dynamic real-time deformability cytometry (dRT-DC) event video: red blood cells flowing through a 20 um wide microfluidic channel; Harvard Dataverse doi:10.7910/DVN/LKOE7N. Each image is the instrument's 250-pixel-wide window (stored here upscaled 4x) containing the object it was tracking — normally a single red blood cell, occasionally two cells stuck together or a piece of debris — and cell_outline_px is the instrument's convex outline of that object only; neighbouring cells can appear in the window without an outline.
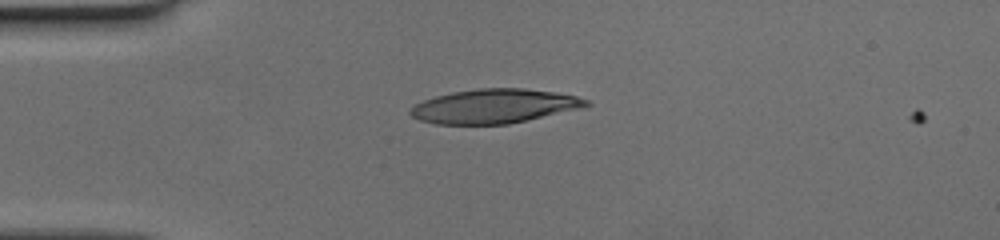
{"species": "human", "species_latin": "Homo sapiens", "temperature_condition": "cold", "stored_images_in_passage": 39, "camera_frame_rate_fps": 3000, "um_per_image_px": 0.085, "donor": {"sex": "female"}, "frame": {"image": 1, "passage_image": 1, "time_ms": 0.0, "image_size_px": [1000, 240], "cell_outline_px": [[592, 104], [580, 108], [508, 124], [436, 124], [420, 120], [412, 116], [408, 112], [416, 104], [424, 100], [436, 96], [452, 92], [480, 88], [524, 88], [552, 92], [576, 96], [588, 100]], "centroid_in_image_um": [42.0, 9.02], "position_along_channel_um": 43.0, "area_um2": 34.62}}
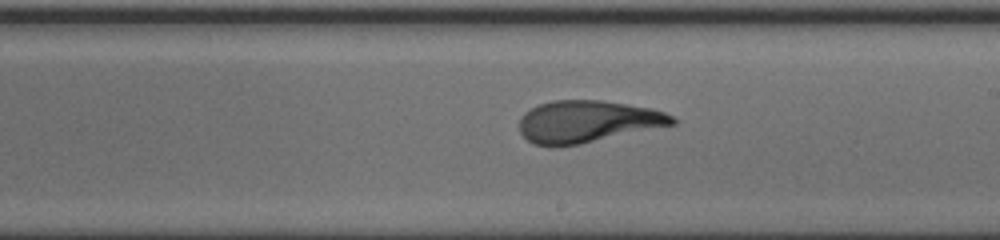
{"frame": {"image": 2, "passage_image": 18, "time_ms": 5.667, "image_size_px": [1000, 240], "cell_outline_px": [[680, 120], [676, 124], [580, 144], [552, 148], [532, 144], [520, 132], [520, 116], [524, 112], [540, 104], [552, 100], [600, 100], [652, 108], [664, 112]], "centroid_in_image_um": [49.92, 10.34], "position_along_channel_um": 239.1, "area_um2": 37.74}}
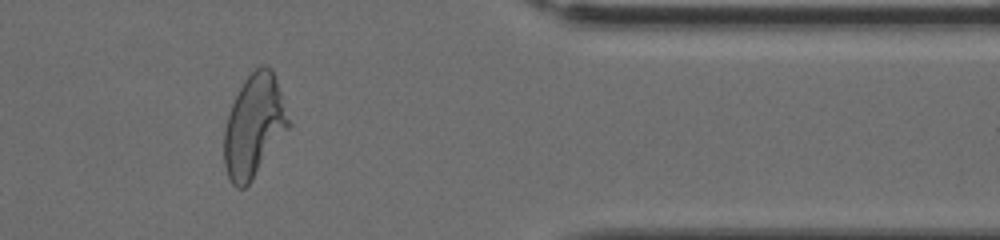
{"frame": {"image": 3, "passage_image": 31, "time_ms": 10.0, "image_size_px": [1000, 240], "cell_outline_px": [[292, 124], [252, 180], [244, 188], [236, 188], [232, 184], [228, 176], [224, 164], [224, 128], [232, 104], [244, 80], [260, 64], [268, 64], [272, 68], [276, 76]], "centroid_in_image_um": [21.62, 10.68], "position_along_channel_um": 389.8, "area_um2": 38.67}}